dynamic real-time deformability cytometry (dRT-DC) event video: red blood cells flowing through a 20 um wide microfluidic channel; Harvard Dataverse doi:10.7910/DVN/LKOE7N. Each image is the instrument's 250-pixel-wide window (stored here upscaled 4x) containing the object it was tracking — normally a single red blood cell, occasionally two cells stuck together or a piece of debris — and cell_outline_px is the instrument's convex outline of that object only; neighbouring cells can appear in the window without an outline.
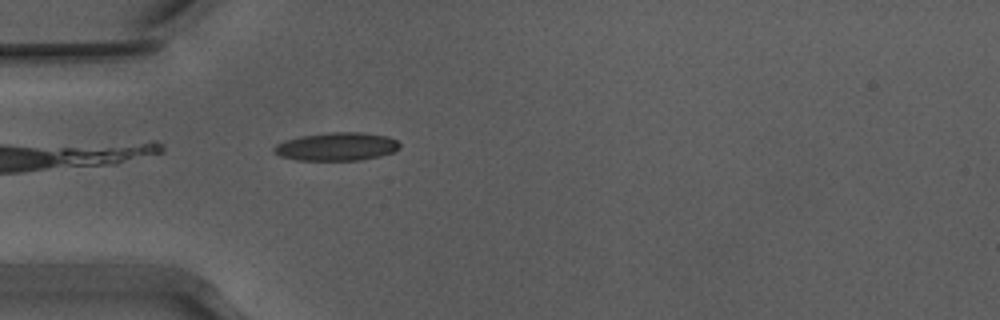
{"species": "Egyptian fruit bat (a non-hibernating species)", "species_latin": "Rousettus aegyptiacus", "temperature_condition": "warm", "stored_images_in_passage": 10, "camera_frame_rate_fps": 3000, "um_per_image_px": 0.085, "animal": {"sex": "male"}, "frame": {"image": 1, "passage_image": 4, "time_ms": 1.0, "image_size_px": [1000, 320], "cell_outline_px": [[400, 148], [392, 152], [380, 156], [360, 160], [296, 160], [280, 156], [272, 148], [276, 144], [300, 136], [328, 132], [360, 132], [388, 136], [396, 140], [400, 144]], "centroid_in_image_um": [28.64, 12.46], "position_along_channel_um": 56.4, "area_um2": 20.58}}